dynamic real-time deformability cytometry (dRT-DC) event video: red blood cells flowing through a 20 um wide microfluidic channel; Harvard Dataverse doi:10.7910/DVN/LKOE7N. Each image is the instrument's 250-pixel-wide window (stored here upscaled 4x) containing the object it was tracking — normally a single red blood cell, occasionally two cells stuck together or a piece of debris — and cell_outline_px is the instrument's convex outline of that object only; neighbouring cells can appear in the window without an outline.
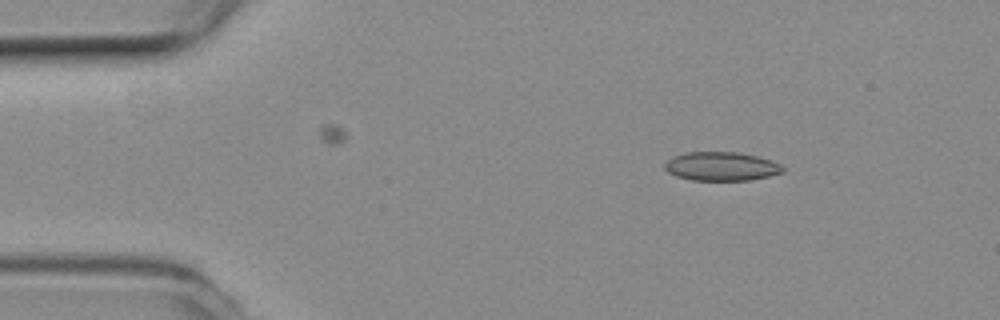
{"species": "common noctule bat (a hibernating species)", "species_latin": "Nyctalus noctula", "temperature_condition": "room temperature", "stored_images_in_passage": 47, "camera_frame_rate_fps": 3000, "um_per_image_px": 0.085, "animal": {"sex": "female", "body_mass_g": 19.3, "forearm_length_mm": 54.1}, "frame": {"image": 1, "passage_image": 2, "time_ms": 0.333, "image_size_px": [1000, 320], "cell_outline_px": [[784, 172], [768, 176], [748, 180], [692, 180], [676, 176], [668, 172], [664, 168], [664, 164], [672, 156], [684, 152], [736, 152], [756, 156], [772, 160], [780, 164], [784, 168]], "centroid_in_image_um": [61.29, 14.13], "position_along_channel_um": 23.7, "area_um2": 19.83}}
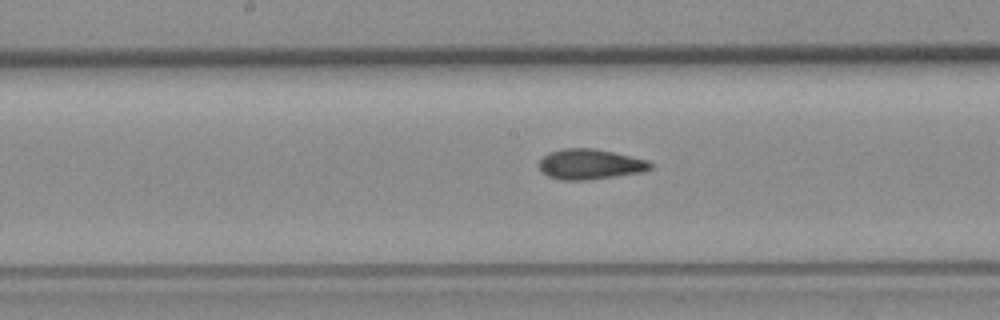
{"frame": {"image": 2, "passage_image": 21, "time_ms": 6.667, "image_size_px": [1000, 320], "cell_outline_px": [[652, 168], [644, 172], [616, 176], [584, 180], [564, 180], [548, 176], [540, 172], [540, 160], [548, 152], [564, 148], [592, 148], [612, 152], [648, 160], [652, 164]], "centroid_in_image_um": [50.15, 13.96], "position_along_channel_um": 198.0, "area_um2": 19.59}}
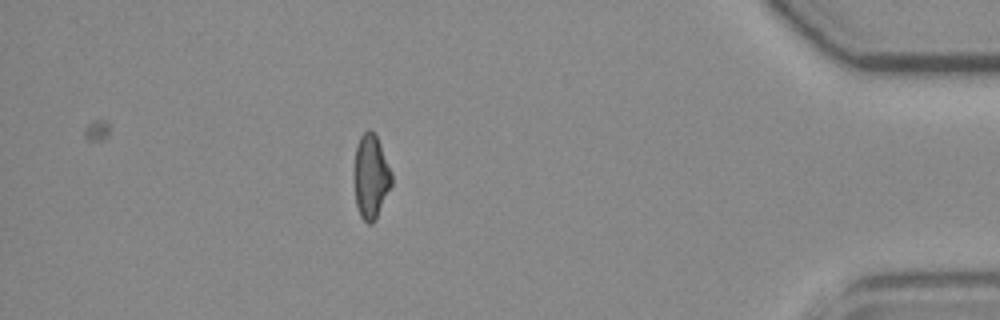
{"frame": {"image": 3, "passage_image": 41, "time_ms": 13.333, "image_size_px": [1000, 320], "cell_outline_px": [[392, 184], [376, 220], [372, 224], [368, 224], [360, 216], [356, 204], [352, 180], [352, 176], [356, 144], [360, 136], [368, 128], [376, 136], [380, 144], [392, 172]], "centroid_in_image_um": [31.49, 15.03], "position_along_channel_um": 403.7, "area_um2": 18.9}, "authors_computed_cell_mechanics": {"area_um2": 19.4208, "velocity_mm_per_s": 3.8431, "shape_relaxation_time_tau1_ms": null, "shape_relaxation_time_tau2_ms": 3.9935, "deformation_change_tau1": null, "deformation_change_tau2": 0.0899}}